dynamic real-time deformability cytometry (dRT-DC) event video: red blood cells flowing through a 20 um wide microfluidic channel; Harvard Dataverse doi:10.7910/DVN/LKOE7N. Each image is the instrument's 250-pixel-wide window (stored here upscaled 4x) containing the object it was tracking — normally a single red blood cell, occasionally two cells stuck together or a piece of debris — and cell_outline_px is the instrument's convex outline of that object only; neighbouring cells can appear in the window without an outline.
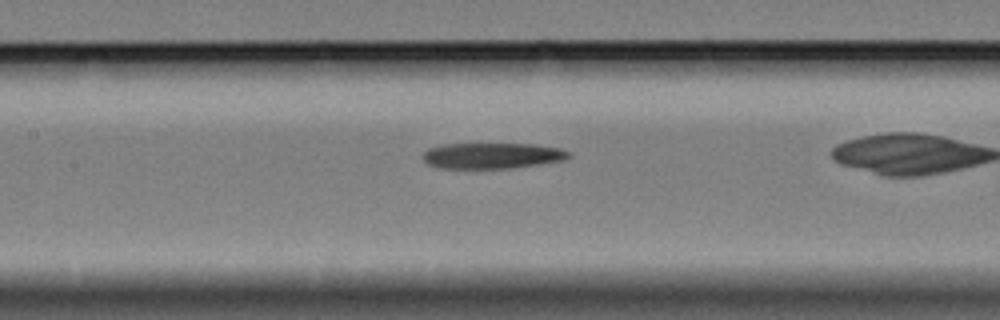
{"species": "Egyptian fruit bat (a non-hibernating species)", "species_latin": "Rousettus aegyptiacus", "temperature_condition": "cold", "stored_images_in_passage": 43, "camera_frame_rate_fps": 3000, "um_per_image_px": 0.085, "animal": {"sex": "female"}, "frame": {"image": 1, "passage_image": 24, "time_ms": 7.667, "image_size_px": [1000, 320], "cell_outline_px": [[572, 156], [564, 160], [540, 164], [512, 168], [440, 168], [428, 164], [424, 160], [424, 152], [428, 148], [444, 144], [532, 144], [560, 148], [572, 152]], "centroid_in_image_um": [41.88, 13.23], "position_along_channel_um": 165.5, "area_um2": 21.96}}
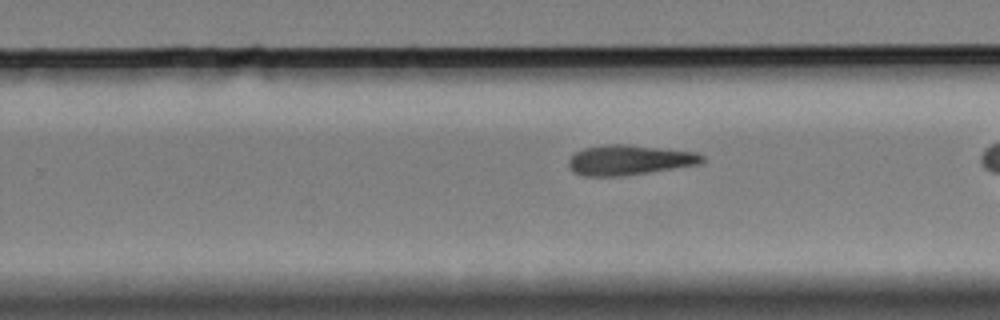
{"frame": {"image": 2, "passage_image": 34, "time_ms": 11.0, "image_size_px": [1000, 320], "cell_outline_px": [[704, 160], [700, 164], [648, 172], [620, 176], [584, 176], [572, 172], [568, 164], [568, 160], [576, 152], [584, 148], [608, 144], [628, 144], [696, 152], [704, 156]], "centroid_in_image_um": [53.48, 13.6], "position_along_channel_um": 276.3, "area_um2": 23.29}}
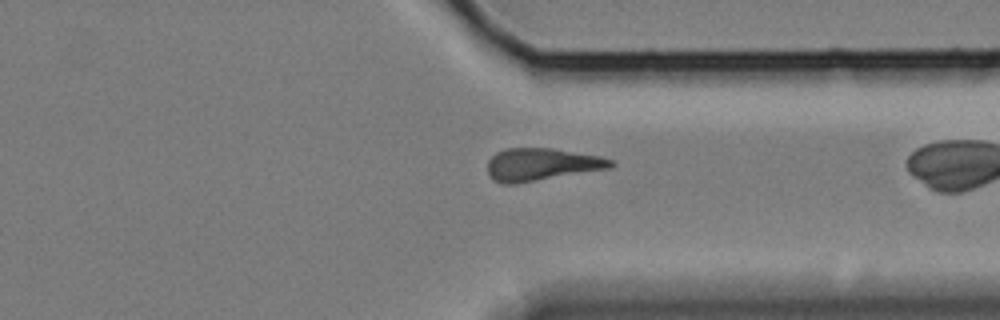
{"frame": {"image": 3, "passage_image": 42, "time_ms": 13.667, "image_size_px": [1000, 320], "cell_outline_px": [[616, 164], [612, 168], [512, 184], [504, 184], [492, 180], [488, 172], [488, 160], [496, 152], [504, 148], [552, 148], [600, 156], [612, 160]], "centroid_in_image_um": [46.03, 13.97], "position_along_channel_um": 365.4, "area_um2": 23.35}}